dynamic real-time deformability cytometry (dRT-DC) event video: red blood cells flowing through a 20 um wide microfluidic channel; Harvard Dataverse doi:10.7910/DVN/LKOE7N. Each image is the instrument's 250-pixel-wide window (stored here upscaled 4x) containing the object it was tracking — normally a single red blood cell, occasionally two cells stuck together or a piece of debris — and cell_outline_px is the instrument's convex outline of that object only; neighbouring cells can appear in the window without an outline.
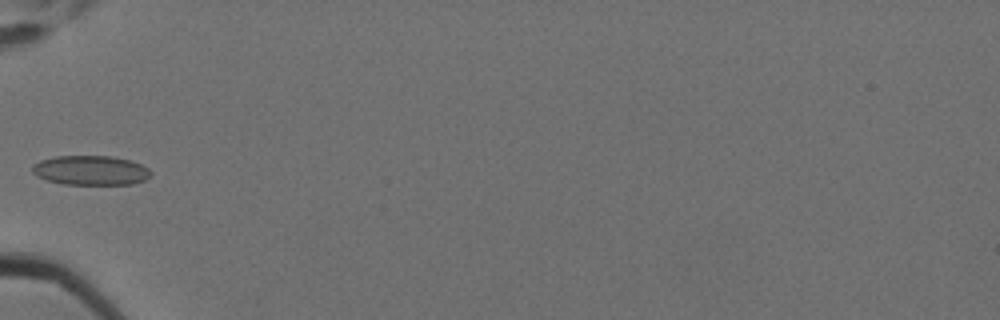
{"species": "Egyptian fruit bat (a non-hibernating species)", "species_latin": "Rousettus aegyptiacus", "temperature_condition": "cold", "stored_images_in_passage": 6, "camera_frame_rate_fps": 3000, "um_per_image_px": 0.085, "animal": {"sex": "female"}, "frame": {"image": 1, "passage_image": 6, "time_ms": 1.667, "image_size_px": [1000, 320], "cell_outline_px": [[152, 172], [144, 180], [132, 184], [64, 184], [44, 180], [36, 176], [32, 172], [32, 164], [40, 160], [56, 156], [112, 156], [128, 160], [140, 164], [148, 168]], "centroid_in_image_um": [7.65, 14.48], "position_along_channel_um": 77.3, "area_um2": 20.4}}